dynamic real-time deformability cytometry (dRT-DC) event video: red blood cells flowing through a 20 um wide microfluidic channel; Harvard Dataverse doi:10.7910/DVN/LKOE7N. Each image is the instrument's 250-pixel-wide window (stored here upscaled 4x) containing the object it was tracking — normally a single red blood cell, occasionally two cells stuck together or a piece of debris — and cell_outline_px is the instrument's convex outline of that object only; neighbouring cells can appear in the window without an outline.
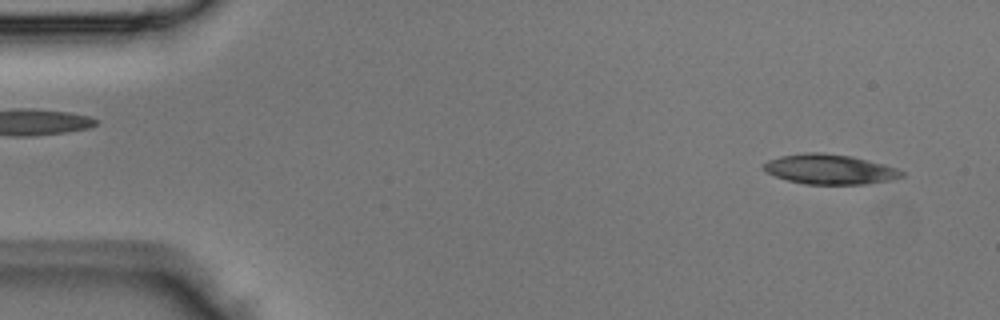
{"species": "Egyptian fruit bat (a non-hibernating species)", "species_latin": "Rousettus aegyptiacus", "temperature_condition": "room temperature", "stored_images_in_passage": 4, "camera_frame_rate_fps": 3000, "um_per_image_px": 0.085, "animal": {"sex": "male"}, "frame": {"image": 1, "passage_image": 4, "time_ms": 1.0, "image_size_px": [1000, 320], "cell_outline_px": [[904, 176], [892, 180], [864, 184], [804, 184], [788, 180], [776, 176], [768, 172], [764, 168], [764, 164], [768, 160], [780, 156], [804, 152], [820, 152], [852, 156], [884, 164], [896, 168], [904, 172]], "centroid_in_image_um": [70.56, 14.38], "position_along_channel_um": 14.4, "area_um2": 23.99}}